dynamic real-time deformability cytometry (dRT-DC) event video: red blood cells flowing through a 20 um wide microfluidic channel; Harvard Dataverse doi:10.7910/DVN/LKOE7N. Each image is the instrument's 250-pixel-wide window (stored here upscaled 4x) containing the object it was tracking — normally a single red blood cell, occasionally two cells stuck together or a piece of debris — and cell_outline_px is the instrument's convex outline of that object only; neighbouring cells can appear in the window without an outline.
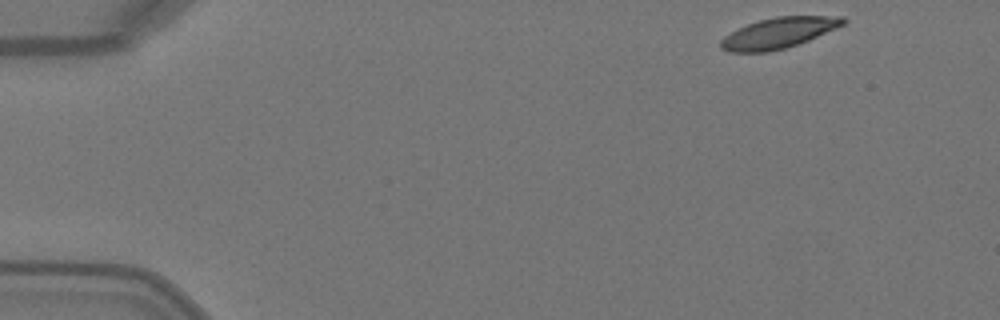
{"species": "Egyptian fruit bat (a non-hibernating species)", "species_latin": "Rousettus aegyptiacus", "temperature_condition": "warm", "stored_images_in_passage": 44, "camera_frame_rate_fps": 3000, "um_per_image_px": 0.085, "animal": {"sex": "female"}, "frame": {"image": 1, "passage_image": 1, "time_ms": 0.0, "image_size_px": [1000, 320], "cell_outline_px": [[848, 20], [844, 24], [836, 28], [808, 40], [784, 48], [768, 52], [728, 52], [720, 48], [720, 40], [724, 36], [748, 24], [760, 20], [776, 16], [844, 16]], "centroid_in_image_um": [66.18, 2.8], "position_along_channel_um": 18.8, "area_um2": 21.68}}
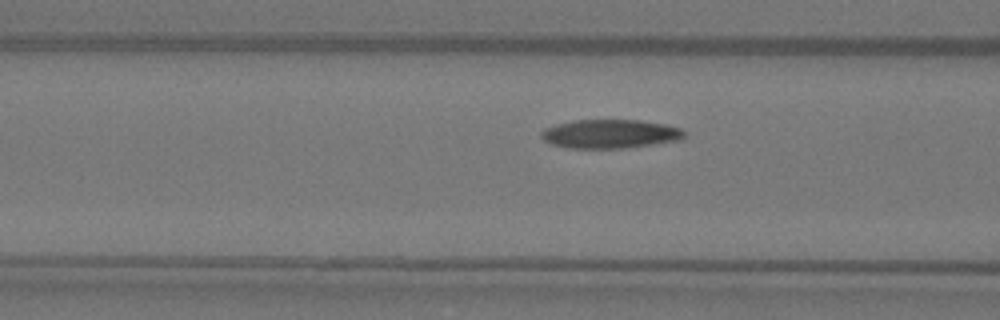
{"frame": {"image": 2, "passage_image": 16, "time_ms": 5.0, "image_size_px": [1000, 320], "cell_outline_px": [[684, 136], [680, 140], [624, 148], [568, 148], [552, 144], [544, 140], [540, 136], [540, 132], [544, 128], [556, 124], [572, 120], [640, 120], [664, 124], [680, 128], [684, 132]], "centroid_in_image_um": [51.81, 11.37], "position_along_channel_um": 114.8, "area_um2": 23.99}}
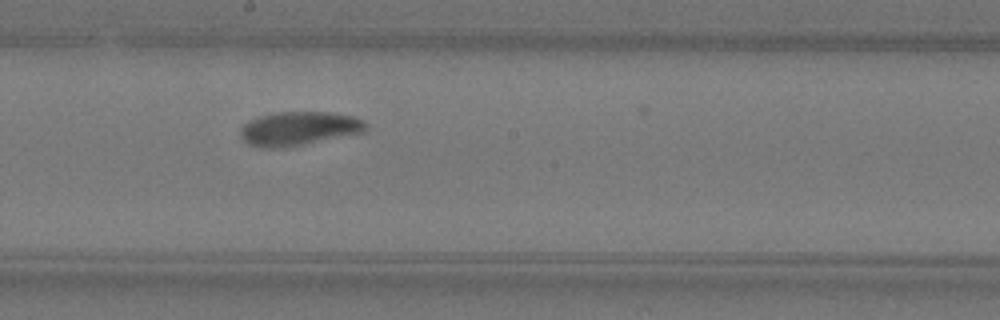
{"frame": {"image": 3, "passage_image": 24, "time_ms": 7.667, "image_size_px": [1000, 320], "cell_outline_px": [[368, 128], [364, 132], [288, 148], [260, 148], [248, 144], [240, 136], [240, 128], [248, 120], [272, 112], [332, 112], [352, 116], [364, 120], [368, 124]], "centroid_in_image_um": [25.4, 10.93], "position_along_channel_um": 222.8, "area_um2": 25.26}}